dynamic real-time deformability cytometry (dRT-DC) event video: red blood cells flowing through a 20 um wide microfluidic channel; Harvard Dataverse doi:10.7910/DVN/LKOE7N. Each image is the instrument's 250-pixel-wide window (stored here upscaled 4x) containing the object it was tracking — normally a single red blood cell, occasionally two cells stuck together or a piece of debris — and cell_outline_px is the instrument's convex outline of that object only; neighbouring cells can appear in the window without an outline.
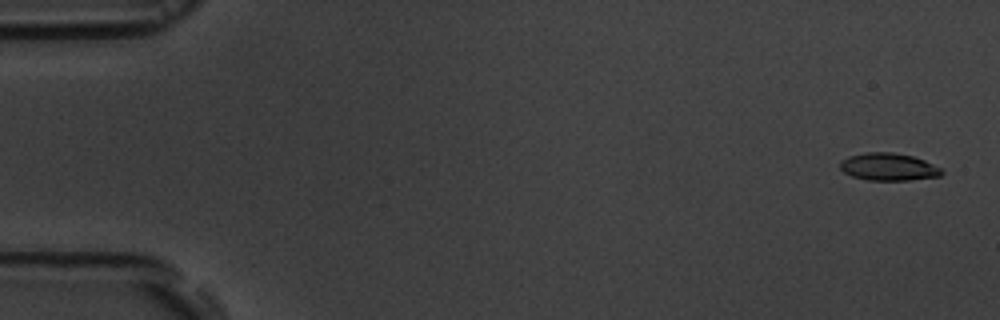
{"species": "common noctule bat (a hibernating species)", "species_latin": "Nyctalus noctula", "temperature_condition": "room temperature", "stored_images_in_passage": 6, "camera_frame_rate_fps": 3000, "um_per_image_px": 0.085, "animal": {"sex": "male", "body_mass_g": 19.5, "forearm_length_mm": 54.6}, "frame": {"image": 1, "passage_image": 1, "time_ms": 0.0, "image_size_px": [1000, 320], "cell_outline_px": [[944, 172], [940, 176], [908, 180], [868, 180], [852, 176], [844, 172], [840, 168], [840, 160], [848, 156], [864, 152], [892, 152], [912, 156], [924, 160], [944, 168]], "centroid_in_image_um": [75.54, 14.17], "position_along_channel_um": 9.5, "area_um2": 16.42}}
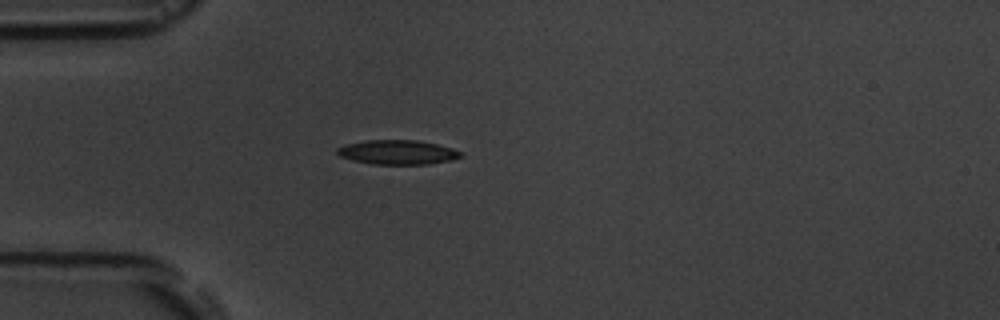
{"frame": {"image": 2, "passage_image": 5, "time_ms": 4.667, "image_size_px": [1000, 320], "cell_outline_px": [[460, 156], [452, 160], [428, 164], [372, 164], [352, 160], [340, 156], [336, 152], [336, 148], [344, 144], [364, 140], [416, 140], [436, 144], [452, 148], [460, 152]], "centroid_in_image_um": [33.73, 12.93], "position_along_channel_um": 51.3, "area_um2": 17.51}}